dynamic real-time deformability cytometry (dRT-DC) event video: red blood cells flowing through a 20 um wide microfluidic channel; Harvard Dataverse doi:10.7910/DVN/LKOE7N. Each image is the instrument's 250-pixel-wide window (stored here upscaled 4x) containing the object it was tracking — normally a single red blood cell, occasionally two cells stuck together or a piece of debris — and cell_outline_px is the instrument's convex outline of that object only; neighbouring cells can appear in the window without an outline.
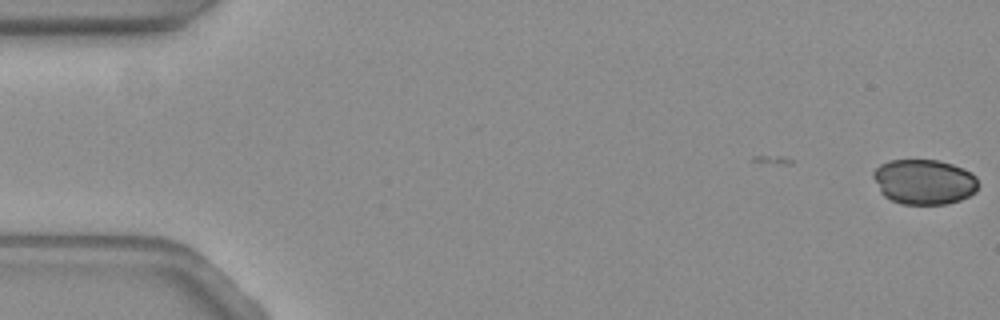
{"species": "common noctule bat (a hibernating species)", "species_latin": "Nyctalus noctula", "temperature_condition": "warm", "stored_images_in_passage": 2, "camera_frame_rate_fps": 3000, "um_per_image_px": 0.085, "animal": {"sex": "female", "body_mass_g": 19.3, "forearm_length_mm": 54.1}, "frame": {"image": 1, "passage_image": 2, "time_ms": 0.333, "image_size_px": [1000, 320], "cell_outline_px": [[976, 192], [960, 200], [948, 204], [900, 204], [884, 196], [880, 192], [872, 176], [872, 172], [880, 164], [892, 160], [940, 160], [964, 168], [972, 172], [976, 176]], "centroid_in_image_um": [78.53, 15.45], "position_along_channel_um": 6.5, "area_um2": 27.74}}